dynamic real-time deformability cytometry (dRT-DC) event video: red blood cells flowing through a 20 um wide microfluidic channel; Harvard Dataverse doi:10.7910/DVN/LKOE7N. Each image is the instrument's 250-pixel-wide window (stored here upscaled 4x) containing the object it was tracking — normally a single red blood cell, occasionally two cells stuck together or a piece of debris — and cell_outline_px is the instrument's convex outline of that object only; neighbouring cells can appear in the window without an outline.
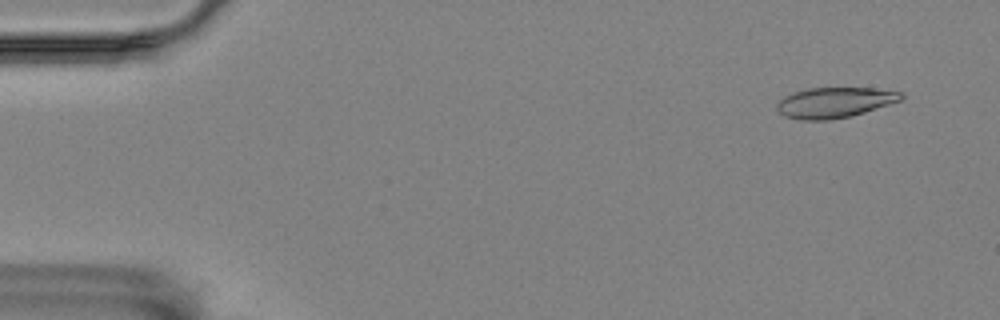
{"species": "Egyptian fruit bat (a non-hibernating species)", "species_latin": "Rousettus aegyptiacus", "temperature_condition": "room temperature", "stored_images_in_passage": 13, "camera_frame_rate_fps": 3000, "um_per_image_px": 0.085, "animal": {"sex": "female"}, "frame": {"image": 1, "passage_image": 4, "time_ms": 1.0, "image_size_px": [1000, 320], "cell_outline_px": [[904, 96], [900, 100], [864, 112], [848, 116], [828, 120], [804, 120], [784, 116], [776, 108], [776, 104], [784, 96], [792, 92], [808, 88], [872, 88], [904, 92]], "centroid_in_image_um": [70.91, 8.7], "position_along_channel_um": 14.1, "area_um2": 21.85}}